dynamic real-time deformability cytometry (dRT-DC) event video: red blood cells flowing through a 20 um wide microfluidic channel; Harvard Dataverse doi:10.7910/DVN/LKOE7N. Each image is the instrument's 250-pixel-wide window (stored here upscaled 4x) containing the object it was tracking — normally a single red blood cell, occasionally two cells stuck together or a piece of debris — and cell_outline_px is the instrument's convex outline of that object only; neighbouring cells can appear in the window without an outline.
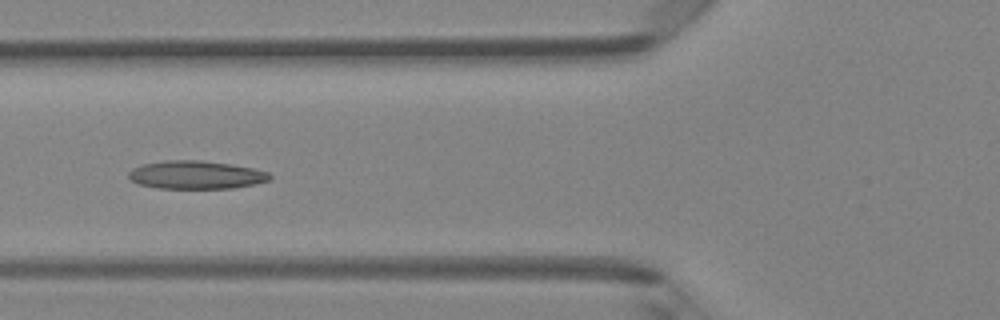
{"species": "Egyptian fruit bat (a non-hibernating species)", "species_latin": "Rousettus aegyptiacus", "temperature_condition": "room temperature", "stored_images_in_passage": 5, "camera_frame_rate_fps": 3000, "um_per_image_px": 0.085, "animal": {"sex": "female"}, "frame": {"image": 1, "passage_image": 5, "time_ms": 1.333, "image_size_px": [1000, 320], "cell_outline_px": [[272, 176], [268, 180], [252, 184], [232, 188], [156, 188], [136, 184], [128, 180], [128, 172], [132, 168], [144, 164], [164, 160], [200, 160], [232, 164], [252, 168], [268, 172]], "centroid_in_image_um": [16.58, 14.86], "position_along_channel_um": 109.2, "area_um2": 23.24}}